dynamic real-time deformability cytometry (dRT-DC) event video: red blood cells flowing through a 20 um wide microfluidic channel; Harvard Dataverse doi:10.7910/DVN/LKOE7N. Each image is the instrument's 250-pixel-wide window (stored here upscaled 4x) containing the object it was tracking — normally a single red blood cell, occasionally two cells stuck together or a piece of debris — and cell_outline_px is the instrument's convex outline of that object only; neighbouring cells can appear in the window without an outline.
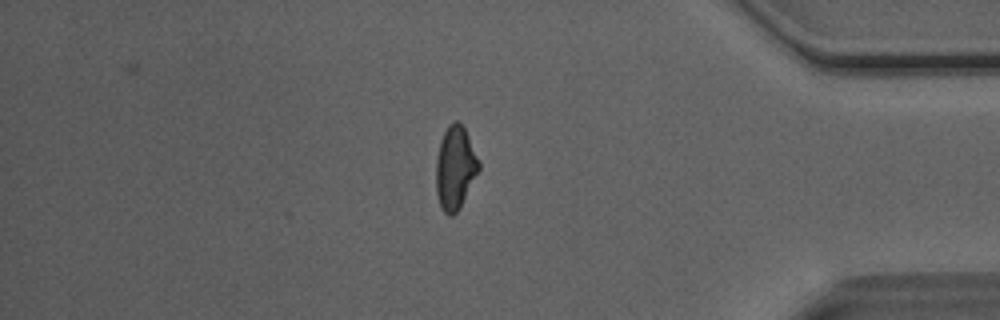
{"species": "Egyptian fruit bat (a non-hibernating species)", "species_latin": "Rousettus aegyptiacus", "temperature_condition": "room temperature", "stored_images_in_passage": 37, "camera_frame_rate_fps": 3000, "um_per_image_px": 0.085, "animal": {"sex": "male"}, "frame": {"image": 1, "passage_image": 37, "time_ms": 12.0, "image_size_px": [1000, 320], "cell_outline_px": [[480, 168], [460, 208], [452, 216], [448, 216], [440, 208], [436, 192], [436, 160], [440, 140], [448, 124], [456, 120], [464, 128], [480, 160]], "centroid_in_image_um": [38.68, 14.28], "position_along_channel_um": 396.5, "area_um2": 20.87}, "authors_computed_cell_mechanics": {"area_um2": 20.808, "velocity_mm_per_s": 4.0709, "shape_relaxation_time_tau1_ms": 7.7161, "shape_relaxation_time_tau2_ms": 1.4715, "deformation_change_tau1": 0.1972, "deformation_change_tau2": 0.0772}}